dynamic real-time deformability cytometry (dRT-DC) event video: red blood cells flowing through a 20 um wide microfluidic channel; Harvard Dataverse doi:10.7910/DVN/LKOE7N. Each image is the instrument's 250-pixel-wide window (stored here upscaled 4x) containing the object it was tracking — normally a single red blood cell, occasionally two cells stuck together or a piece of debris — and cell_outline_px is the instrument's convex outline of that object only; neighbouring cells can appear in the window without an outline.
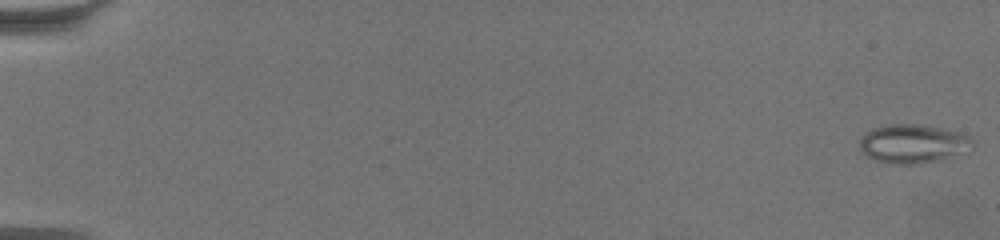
{"species": "common noctule bat (a hibernating species)", "species_latin": "Nyctalus noctula", "temperature_condition": "warm", "stored_images_in_passage": 64, "camera_frame_rate_fps": 3000, "um_per_image_px": 0.085, "animal": {"sex": "female", "body_mass_g": 19.5, "forearm_length_mm": 54.1}, "frame": {"image": 1, "passage_image": 1, "time_ms": 0.0, "image_size_px": [1000, 240], "cell_outline_px": [[976, 144], [972, 152], [912, 164], [892, 164], [876, 160], [868, 156], [860, 148], [860, 136], [876, 128], [892, 124], [916, 124], [944, 128], [960, 132], [976, 140]], "centroid_in_image_um": [77.71, 12.21], "position_along_channel_um": 7.3, "area_um2": 25.55}}
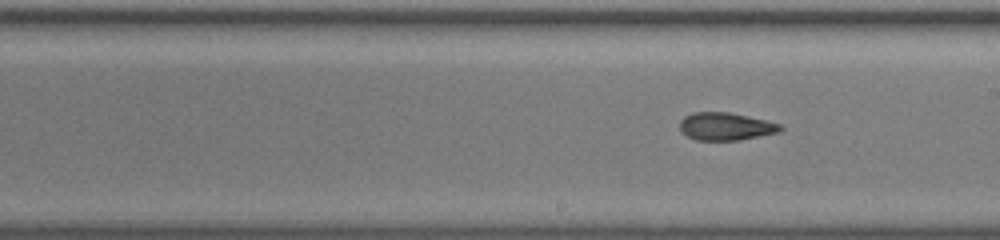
{"frame": {"image": 2, "passage_image": 38, "time_ms": 12.333, "image_size_px": [1000, 240], "cell_outline_px": [[784, 128], [780, 132], [740, 140], [696, 140], [680, 132], [680, 120], [684, 116], [692, 112], [728, 112], [764, 120], [780, 124]], "centroid_in_image_um": [61.66, 10.75], "position_along_channel_um": 227.3, "area_um2": 16.24}}
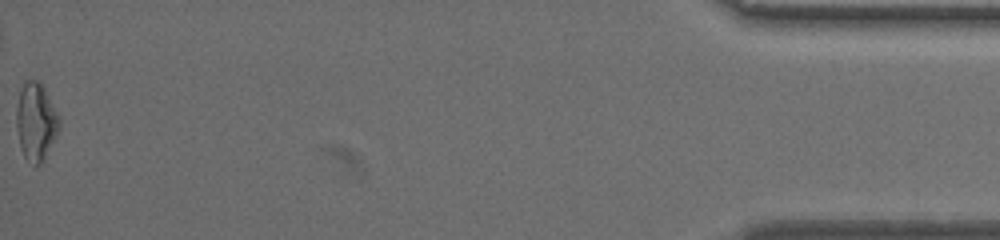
{"frame": {"image": 3, "passage_image": 64, "time_ms": 21.0, "image_size_px": [1000, 240], "cell_outline_px": [[60, 124], [56, 136], [40, 164], [36, 164], [24, 156], [20, 148], [16, 128], [16, 108], [20, 92], [24, 84], [28, 80], [36, 80], [44, 88], [60, 120]], "centroid_in_image_um": [3.03, 10.33], "position_along_channel_um": 432.2, "area_um2": 18.79}, "authors_computed_cell_mechanics": {"area_um2": 17.7446, "velocity_mm_per_s": 3.3947, "shape_relaxation_time_tau1_ms": null, "shape_relaxation_time_tau2_ms": 2.7687, "deformation_change_tau1": null, "deformation_change_tau2": 0.106}}